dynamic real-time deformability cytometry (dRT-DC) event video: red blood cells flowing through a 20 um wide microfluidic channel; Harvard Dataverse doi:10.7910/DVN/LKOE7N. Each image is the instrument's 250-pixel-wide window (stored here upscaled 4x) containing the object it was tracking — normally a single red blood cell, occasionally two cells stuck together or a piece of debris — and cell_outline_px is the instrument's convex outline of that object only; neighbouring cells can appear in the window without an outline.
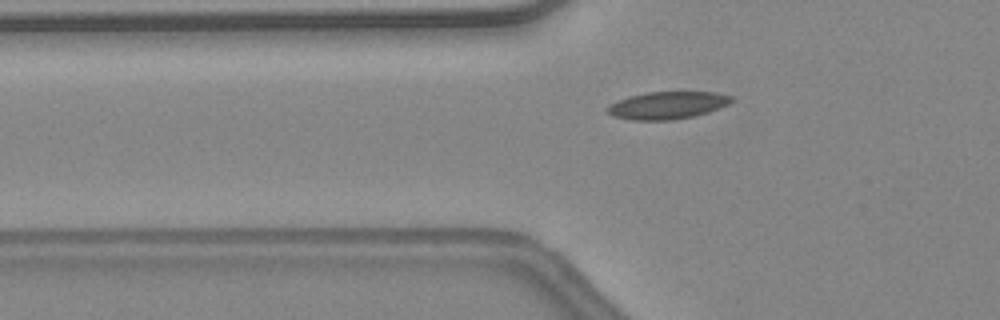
{"species": "common noctule bat (a hibernating species)", "species_latin": "Nyctalus noctula", "temperature_condition": "warm", "stored_images_in_passage": 42, "camera_frame_rate_fps": 3000, "um_per_image_px": 0.085, "animal": {"sex": "female", "body_mass_g": 24.6, "forearm_length_mm": 56.2}, "frame": {"image": 1, "passage_image": 13, "time_ms": 4.0, "image_size_px": [1000, 320], "cell_outline_px": [[732, 100], [728, 104], [720, 108], [708, 112], [692, 116], [672, 120], [632, 120], [612, 116], [604, 108], [608, 104], [628, 96], [648, 92], [716, 92], [732, 96]], "centroid_in_image_um": [56.68, 8.95], "position_along_channel_um": 69.1, "area_um2": 19.88}, "authors_computed_cell_mechanics": {"area_um2": 18.6983, "velocity_mm_per_s": 4.5226, "shape_relaxation_time_tau1_ms": 6.2633, "shape_relaxation_time_tau2_ms": 1.4324, "deformation_change_tau1": 0.1131, "deformation_change_tau2": 0.0508}}